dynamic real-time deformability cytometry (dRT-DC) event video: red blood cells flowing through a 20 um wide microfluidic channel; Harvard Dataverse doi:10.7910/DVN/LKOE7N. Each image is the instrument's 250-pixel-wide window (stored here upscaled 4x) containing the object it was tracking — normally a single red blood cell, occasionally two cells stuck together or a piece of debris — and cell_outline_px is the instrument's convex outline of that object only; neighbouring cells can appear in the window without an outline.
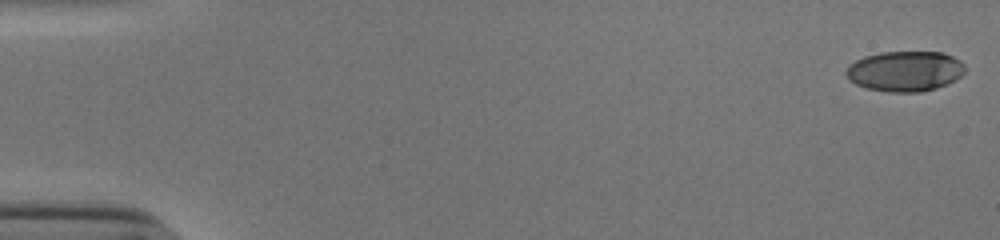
{"species": "human", "species_latin": "Homo sapiens", "temperature_condition": "cold", "stored_images_in_passage": 54, "camera_frame_rate_fps": 3000, "um_per_image_px": 0.085, "donor": {"sex": "male"}, "frame": {"image": 1, "passage_image": 1, "time_ms": 0.0, "image_size_px": [1000, 240], "cell_outline_px": [[964, 72], [956, 80], [948, 84], [936, 88], [920, 92], [888, 92], [868, 88], [856, 84], [848, 80], [844, 72], [848, 64], [864, 56], [880, 52], [940, 52], [952, 56], [960, 60], [964, 64]], "centroid_in_image_um": [76.9, 6.05], "position_along_channel_um": 8.1, "area_um2": 28.15}}
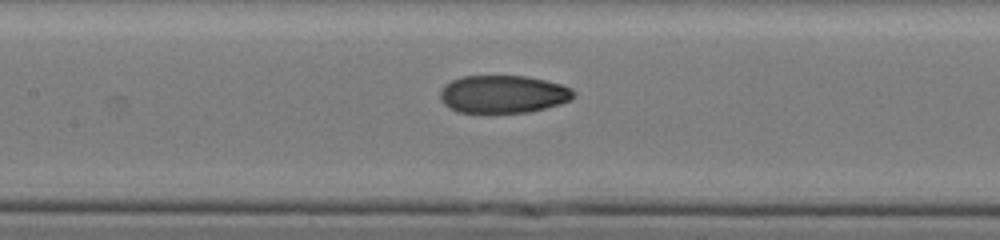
{"frame": {"image": 2, "passage_image": 26, "time_ms": 8.333, "image_size_px": [1000, 240], "cell_outline_px": [[576, 92], [572, 100], [560, 104], [528, 112], [484, 116], [456, 112], [448, 108], [440, 100], [440, 88], [444, 84], [452, 80], [464, 76], [524, 76], [544, 80], [560, 84], [572, 88]], "centroid_in_image_um": [42.71, 8.06], "position_along_channel_um": 164.7, "area_um2": 30.52}}
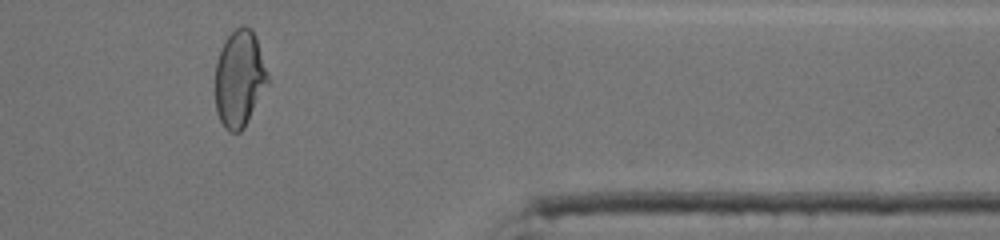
{"frame": {"image": 3, "passage_image": 45, "time_ms": 14.667, "image_size_px": [1000, 240], "cell_outline_px": [[268, 84], [244, 128], [240, 132], [228, 132], [224, 128], [216, 112], [216, 64], [224, 40], [236, 28], [244, 24], [252, 28], [256, 36], [268, 76]], "centroid_in_image_um": [20.35, 6.68], "position_along_channel_um": 391.0, "area_um2": 29.54}, "authors_computed_cell_mechanics": {"area_um2": 29.9115, "velocity_mm_per_s": 3.8659, "shape_relaxation_time_tau1_ms": 6.2047, "shape_relaxation_time_tau2_ms": 1.931, "deformation_change_tau1": 0.2386, "deformation_change_tau2": 0.0515}}